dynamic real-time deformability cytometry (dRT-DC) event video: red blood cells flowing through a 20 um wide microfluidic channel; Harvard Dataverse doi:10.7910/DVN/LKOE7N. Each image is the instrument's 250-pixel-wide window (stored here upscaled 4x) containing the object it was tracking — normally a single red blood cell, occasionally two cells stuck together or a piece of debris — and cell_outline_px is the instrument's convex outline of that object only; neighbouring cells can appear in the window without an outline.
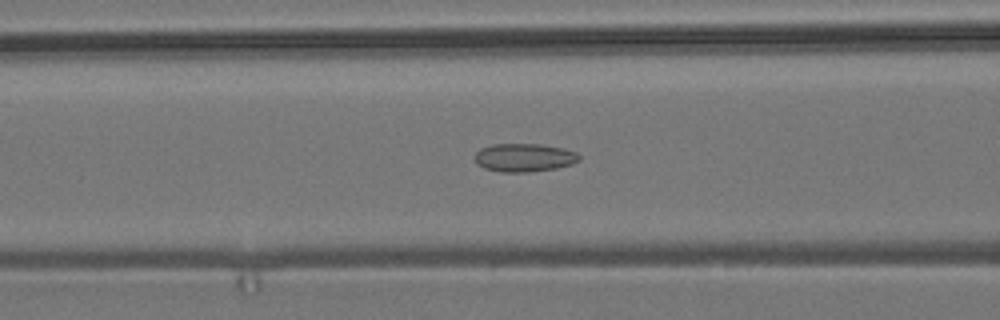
{"species": "common noctule bat (a hibernating species)", "species_latin": "Nyctalus noctula", "temperature_condition": "room temperature", "stored_images_in_passage": 40, "camera_frame_rate_fps": 3000, "um_per_image_px": 0.085, "animal": {"sex": "male", "body_mass_g": 19.2, "forearm_length_mm": 51.8}, "frame": {"image": 1, "passage_image": 14, "time_ms": 4.333, "image_size_px": [1000, 320], "cell_outline_px": [[580, 160], [572, 164], [556, 168], [528, 172], [500, 172], [484, 168], [476, 164], [472, 156], [480, 148], [492, 144], [540, 144], [564, 148], [576, 152], [580, 156]], "centroid_in_image_um": [44.52, 13.39], "position_along_channel_um": 122.1, "area_um2": 17.46}}
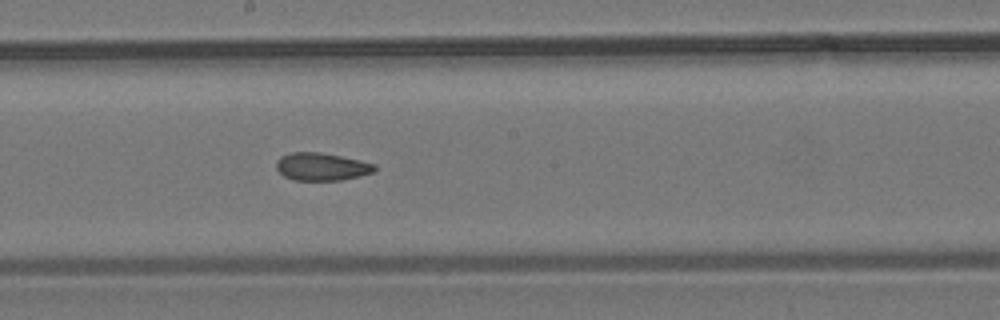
{"frame": {"image": 2, "passage_image": 22, "time_ms": 7.0, "image_size_px": [1000, 320], "cell_outline_px": [[376, 168], [372, 172], [360, 176], [340, 180], [292, 180], [284, 176], [276, 168], [276, 160], [280, 156], [292, 152], [320, 152], [360, 160], [376, 164]], "centroid_in_image_um": [27.31, 14.16], "position_along_channel_um": 220.9, "area_um2": 15.9}}
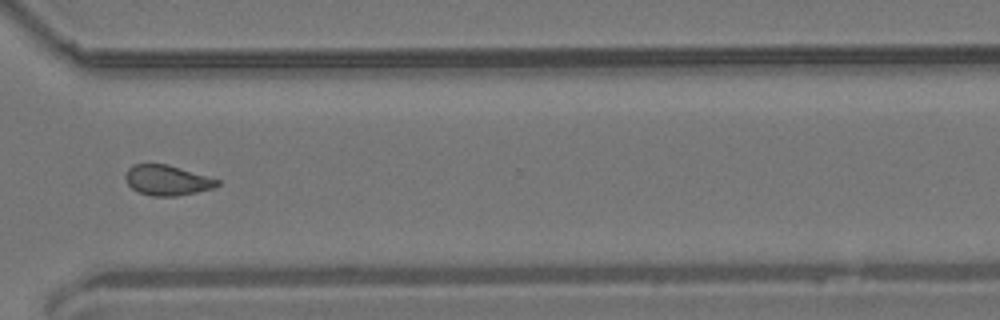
{"frame": {"image": 3, "passage_image": 33, "time_ms": 10.667, "image_size_px": [1000, 320], "cell_outline_px": [[220, 184], [212, 188], [196, 192], [176, 196], [152, 196], [140, 192], [132, 188], [124, 180], [124, 176], [128, 168], [132, 164], [164, 164], [208, 176], [220, 180]], "centroid_in_image_um": [14.17, 15.32], "position_along_channel_um": 356.4, "area_um2": 16.01}, "authors_computed_cell_mechanics": {"area_um2": 16.7042, "velocity_mm_per_s": 3.7006, "shape_relaxation_time_tau1_ms": null, "shape_relaxation_time_tau2_ms": 3.3012, "deformation_change_tau1": null, "deformation_change_tau2": 0.101}}